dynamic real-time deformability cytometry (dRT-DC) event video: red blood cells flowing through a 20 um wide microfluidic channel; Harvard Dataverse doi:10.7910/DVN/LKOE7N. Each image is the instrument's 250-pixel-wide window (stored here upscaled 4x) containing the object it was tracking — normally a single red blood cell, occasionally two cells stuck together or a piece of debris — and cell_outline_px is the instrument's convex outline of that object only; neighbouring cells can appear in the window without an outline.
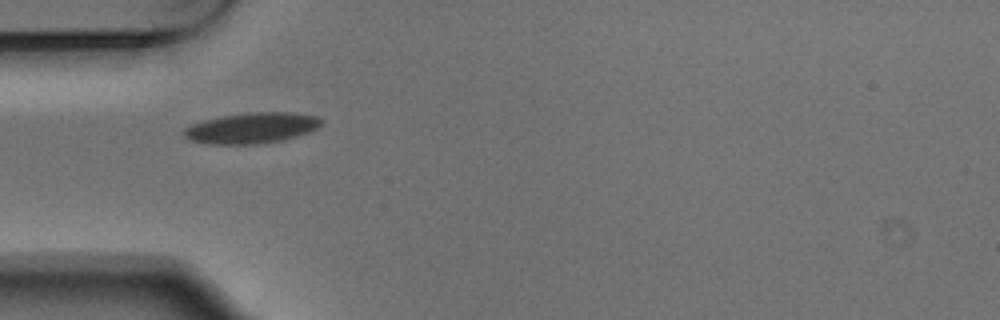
{"species": "Egyptian fruit bat (a non-hibernating species)", "species_latin": "Rousettus aegyptiacus", "temperature_condition": "warm", "stored_images_in_passage": 1, "camera_frame_rate_fps": 3000, "um_per_image_px": 0.085, "animal": {"sex": "male"}, "frame": {"image": 1, "passage_image": 1, "time_ms": 0.0, "image_size_px": [1000, 320], "cell_outline_px": [[324, 120], [316, 128], [308, 132], [296, 136], [280, 140], [256, 144], [208, 144], [188, 140], [184, 136], [184, 128], [192, 124], [204, 120], [224, 116], [252, 112], [292, 112], [316, 116]], "centroid_in_image_um": [21.37, 10.88], "position_along_channel_um": 63.6, "area_um2": 24.39}}